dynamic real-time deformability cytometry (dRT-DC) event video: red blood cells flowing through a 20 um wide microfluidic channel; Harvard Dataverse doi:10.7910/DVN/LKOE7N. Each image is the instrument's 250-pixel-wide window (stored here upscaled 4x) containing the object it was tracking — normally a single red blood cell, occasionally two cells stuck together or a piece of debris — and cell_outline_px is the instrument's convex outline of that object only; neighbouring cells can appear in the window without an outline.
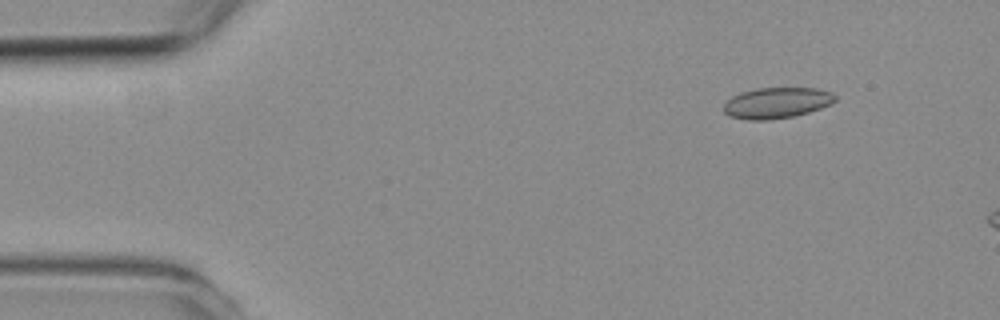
{"species": "common noctule bat (a hibernating species)", "species_latin": "Nyctalus noctula", "temperature_condition": "room temperature", "stored_images_in_passage": 7, "camera_frame_rate_fps": 3000, "um_per_image_px": 0.085, "animal": {"sex": "female", "body_mass_g": 19.3, "forearm_length_mm": 54.1}, "frame": {"image": 1, "passage_image": 2, "time_ms": 1.333, "image_size_px": [1000, 320], "cell_outline_px": [[836, 100], [832, 104], [808, 112], [792, 116], [768, 120], [748, 120], [732, 116], [724, 112], [724, 104], [732, 96], [740, 92], [756, 88], [816, 88], [832, 92], [836, 96]], "centroid_in_image_um": [66.04, 8.73], "position_along_channel_um": 19.0, "area_um2": 20.0}}
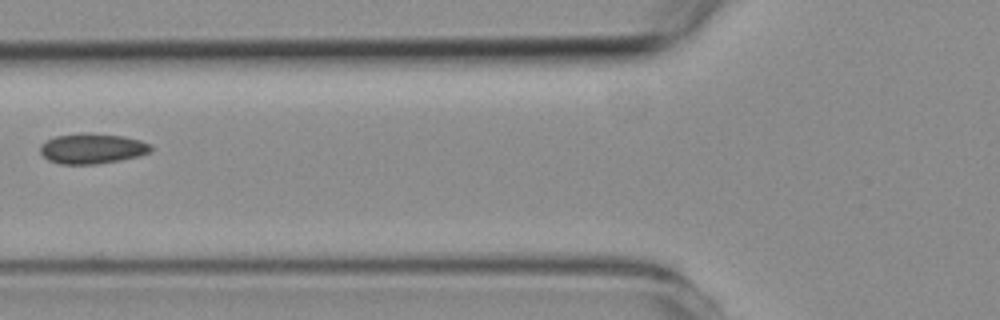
{"frame": {"image": 2, "passage_image": 6, "time_ms": 6.0, "image_size_px": [1000, 320], "cell_outline_px": [[152, 148], [148, 152], [136, 156], [120, 160], [96, 164], [60, 164], [48, 160], [40, 152], [40, 144], [56, 136], [84, 132], [88, 132], [124, 136], [140, 140], [148, 144]], "centroid_in_image_um": [7.79, 12.62], "position_along_channel_um": 118.0, "area_um2": 19.42}}
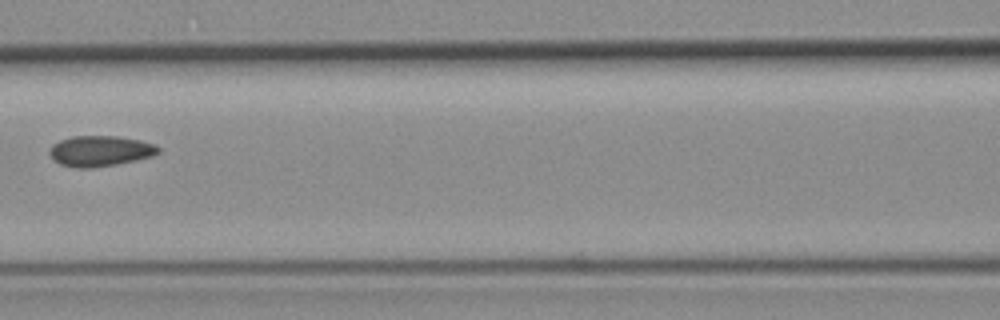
{"frame": {"image": 3, "passage_image": 7, "time_ms": 7.0, "image_size_px": [1000, 320], "cell_outline_px": [[160, 152], [152, 156], [136, 160], [116, 164], [92, 168], [76, 168], [60, 164], [48, 152], [52, 144], [60, 140], [72, 136], [116, 136], [140, 140], [156, 144], [160, 148]], "centroid_in_image_um": [8.53, 12.83], "position_along_channel_um": 158.1, "area_um2": 19.42}}